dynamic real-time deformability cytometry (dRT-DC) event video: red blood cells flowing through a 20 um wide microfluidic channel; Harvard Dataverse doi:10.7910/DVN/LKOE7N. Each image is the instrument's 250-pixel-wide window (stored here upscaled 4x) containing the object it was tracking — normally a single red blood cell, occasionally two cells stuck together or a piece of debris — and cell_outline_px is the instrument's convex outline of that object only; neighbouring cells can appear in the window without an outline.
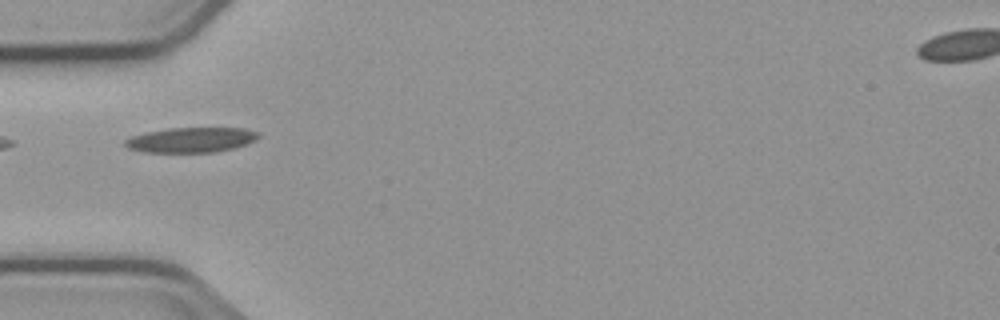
{"species": "common noctule bat (a hibernating species)", "species_latin": "Nyctalus noctula", "temperature_condition": "cold", "stored_images_in_passage": 2, "camera_frame_rate_fps": 3000, "um_per_image_px": 0.085, "animal": {"sex": "male", "body_mass_g": 23.1, "forearm_length_mm": 52.7}, "frame": {"image": 1, "passage_image": 2, "time_ms": 1.333, "image_size_px": [1000, 320], "cell_outline_px": [[260, 136], [256, 140], [232, 148], [216, 152], [144, 152], [128, 148], [124, 144], [124, 140], [132, 136], [148, 132], [168, 128], [244, 128], [256, 132]], "centroid_in_image_um": [16.22, 11.89], "position_along_channel_um": 68.8, "area_um2": 19.25}}